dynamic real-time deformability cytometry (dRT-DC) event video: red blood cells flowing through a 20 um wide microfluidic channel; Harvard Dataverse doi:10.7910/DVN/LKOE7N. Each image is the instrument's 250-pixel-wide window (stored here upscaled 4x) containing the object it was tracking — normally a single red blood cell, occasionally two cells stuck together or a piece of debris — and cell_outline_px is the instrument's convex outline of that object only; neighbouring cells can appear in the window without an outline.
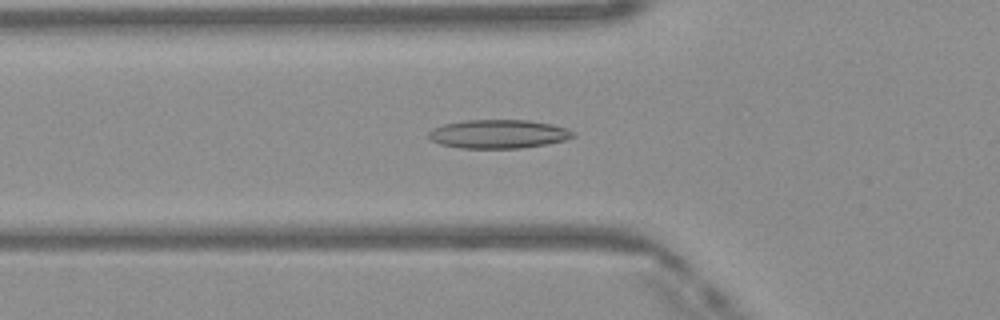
{"species": "Egyptian fruit bat (a non-hibernating species)", "species_latin": "Rousettus aegyptiacus", "temperature_condition": "warm", "stored_images_in_passage": 42, "camera_frame_rate_fps": 3000, "um_per_image_px": 0.085, "frame": {"image": 1, "passage_image": 10, "time_ms": 3.0, "image_size_px": [1000, 320], "cell_outline_px": [[576, 136], [564, 140], [548, 144], [520, 148], [460, 148], [440, 144], [432, 140], [428, 136], [428, 132], [432, 128], [444, 124], [464, 120], [528, 120], [552, 124], [568, 128]], "centroid_in_image_um": [42.36, 11.39], "position_along_channel_um": 83.4, "area_um2": 24.22}}
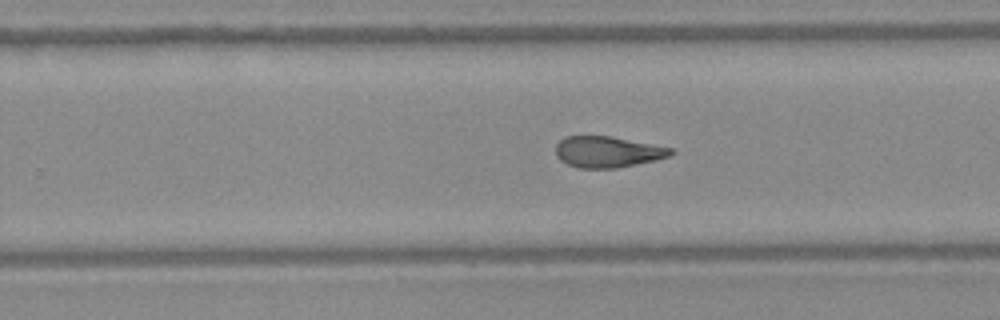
{"frame": {"image": 2, "passage_image": 24, "time_ms": 7.667, "image_size_px": [1000, 320], "cell_outline_px": [[676, 152], [672, 156], [656, 160], [616, 168], [580, 168], [568, 164], [560, 160], [556, 156], [556, 144], [564, 136], [608, 136], [672, 148]], "centroid_in_image_um": [51.65, 12.91], "position_along_channel_um": 278.2, "area_um2": 20.81}}
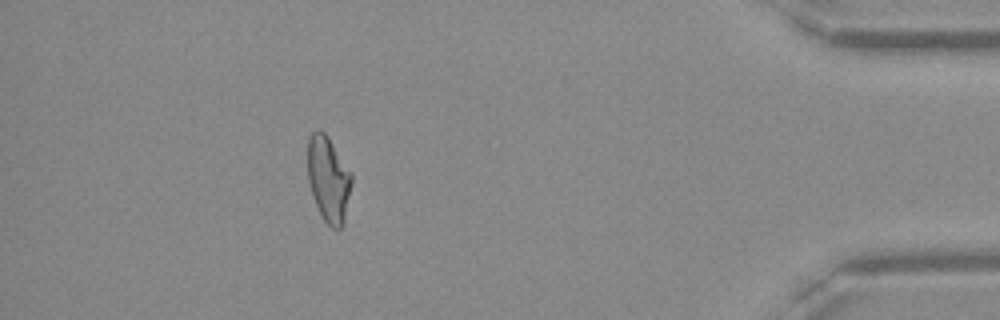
{"frame": {"image": 3, "passage_image": 37, "time_ms": 12.0, "image_size_px": [1000, 320], "cell_outline_px": [[352, 184], [344, 224], [340, 228], [332, 228], [324, 220], [312, 196], [308, 180], [308, 136], [316, 128], [320, 128], [328, 136], [352, 172]], "centroid_in_image_um": [27.93, 15.19], "position_along_channel_um": 407.3, "area_um2": 22.25}, "authors_computed_cell_mechanics": {"area_um2": 22.1952, "velocity_mm_per_s": 4.1501, "shape_relaxation_time_tau1_ms": null, "shape_relaxation_time_tau2_ms": 2.399, "deformation_change_tau1": null, "deformation_change_tau2": 0.1133}}